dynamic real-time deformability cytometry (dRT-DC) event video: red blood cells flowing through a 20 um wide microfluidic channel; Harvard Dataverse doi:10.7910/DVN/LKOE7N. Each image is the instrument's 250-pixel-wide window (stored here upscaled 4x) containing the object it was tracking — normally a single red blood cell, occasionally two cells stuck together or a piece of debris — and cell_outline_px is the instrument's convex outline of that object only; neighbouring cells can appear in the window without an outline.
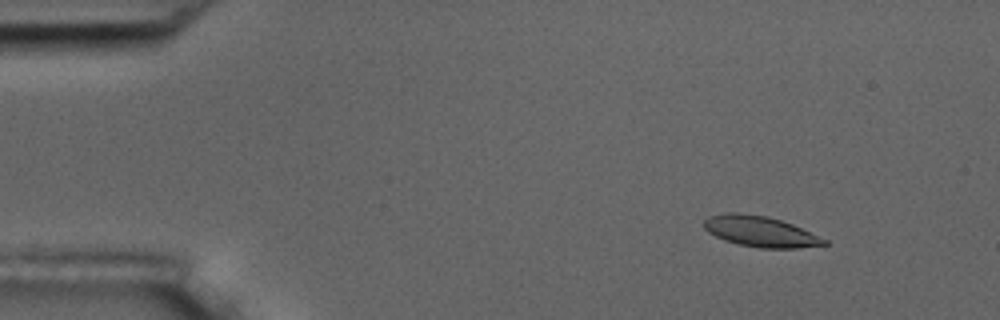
{"species": "common noctule bat (a hibernating species)", "species_latin": "Nyctalus noctula", "temperature_condition": "room temperature", "stored_images_in_passage": 16, "camera_frame_rate_fps": 3000, "um_per_image_px": 0.085, "animal": {"sex": "male", "body_mass_g": 17.5, "forearm_length_mm": 52.3}, "frame": {"image": 1, "passage_image": 7, "time_ms": 2.0, "image_size_px": [1000, 320], "cell_outline_px": [[828, 244], [796, 248], [760, 248], [740, 244], [724, 240], [708, 232], [704, 228], [704, 220], [708, 216], [728, 212], [740, 212], [768, 216], [792, 224], [828, 240]], "centroid_in_image_um": [64.6, 19.66], "position_along_channel_um": 20.4, "area_um2": 21.44}}